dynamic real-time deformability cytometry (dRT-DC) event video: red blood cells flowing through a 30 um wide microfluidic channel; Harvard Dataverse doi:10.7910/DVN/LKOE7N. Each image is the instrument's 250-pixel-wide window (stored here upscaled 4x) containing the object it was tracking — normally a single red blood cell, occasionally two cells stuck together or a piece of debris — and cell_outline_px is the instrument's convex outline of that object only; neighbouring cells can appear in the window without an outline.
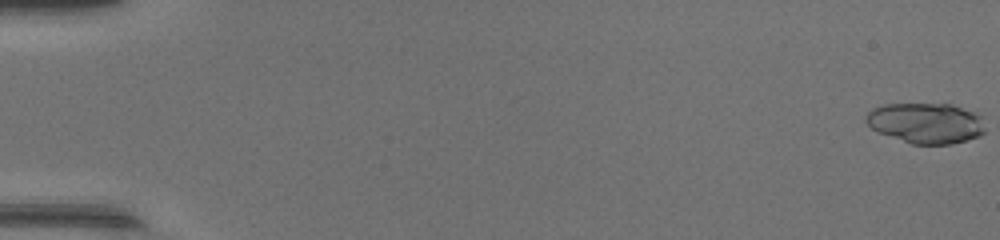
{"species": "common noctule bat (a hibernating species)", "species_latin": "Nyctalus noctula", "temperature_condition": "warm", "stored_images_in_passage": 49, "segment_of_instrument_passage": [1, 2], "camera_frame_rate_fps": 3000, "um_per_image_px": 0.085, "animal": {"sex": "female", "body_mass_g": 17.0, "forearm_length_mm": 48.0}, "frame": {"image": 1, "passage_image": 1, "time_ms": 0.0, "image_size_px": [1000, 240], "cell_outline_px": [[984, 132], [980, 136], [952, 144], [912, 144], [880, 132], [872, 128], [864, 120], [868, 112], [872, 108], [884, 104], [952, 104], [972, 112], [980, 116], [984, 128]], "centroid_in_image_um": [78.69, 10.46], "position_along_channel_um": 6.3, "area_um2": 27.86}}
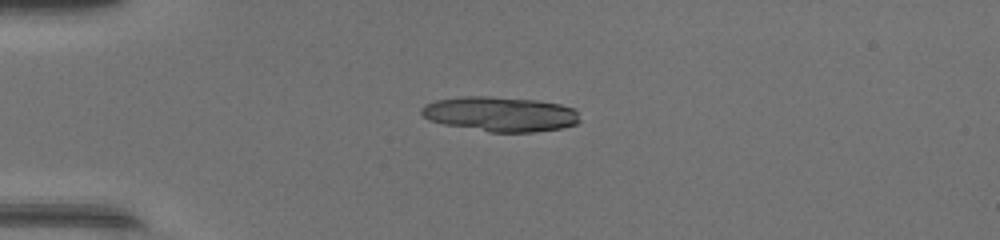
{"frame": {"image": 2, "passage_image": 14, "time_ms": 4.333, "image_size_px": [1000, 240], "cell_outline_px": [[580, 120], [576, 124], [560, 128], [532, 132], [488, 132], [444, 124], [428, 120], [420, 112], [420, 108], [424, 104], [436, 100], [460, 96], [488, 96], [536, 100], [560, 104], [576, 108]], "centroid_in_image_um": [42.5, 9.69], "position_along_channel_um": 42.5, "area_um2": 32.31}}